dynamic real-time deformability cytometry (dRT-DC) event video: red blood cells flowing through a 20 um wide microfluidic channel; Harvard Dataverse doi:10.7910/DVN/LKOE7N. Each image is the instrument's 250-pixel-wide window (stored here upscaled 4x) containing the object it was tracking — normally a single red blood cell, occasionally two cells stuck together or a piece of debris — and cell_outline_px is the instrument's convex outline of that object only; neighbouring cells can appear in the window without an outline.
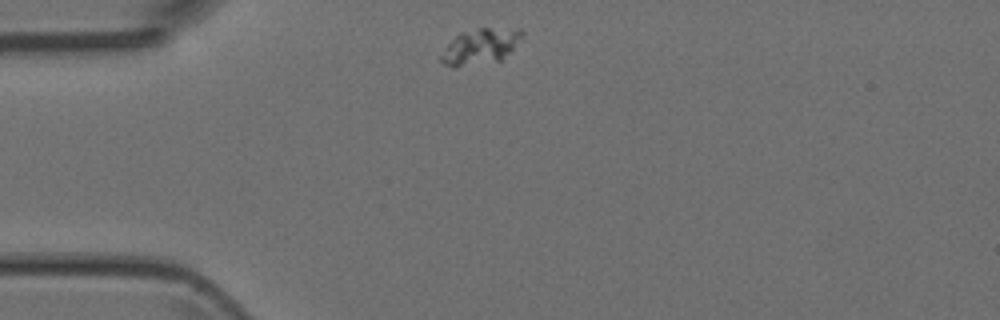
{"species": "Egyptian fruit bat (a non-hibernating species)", "species_latin": "Rousettus aegyptiacus", "temperature_condition": "room temperature", "stored_images_in_passage": 41, "camera_frame_rate_fps": 3000, "um_per_image_px": 0.085, "animal": {"sex": "female"}, "frame": {"image": 1, "passage_image": 1, "time_ms": 0.0, "image_size_px": [1000, 320], "cell_outline_px": [[524, 36], [500, 60], [456, 68], [452, 68], [444, 64], [440, 60], [440, 56], [448, 44], [460, 32], [480, 28], [520, 28], [524, 32]], "centroid_in_image_um": [40.82, 3.94], "position_along_channel_um": 44.2, "area_um2": 16.76}}
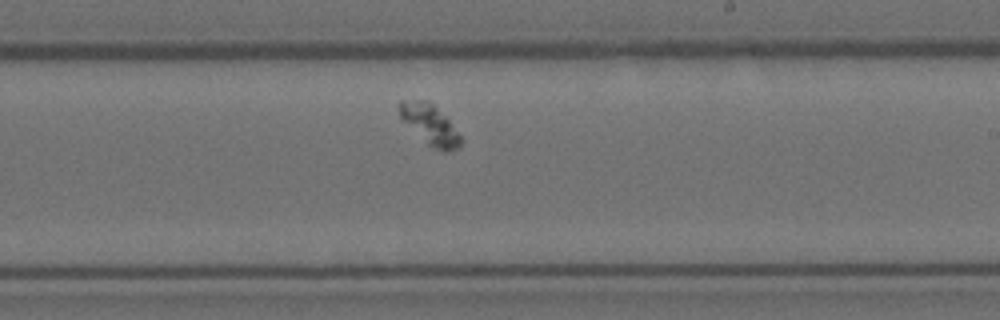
{"frame": {"image": 2, "passage_image": 19, "time_ms": 6.0, "image_size_px": [1000, 320], "cell_outline_px": [[460, 144], [456, 148], [444, 152], [428, 144], [400, 116], [396, 104], [400, 100], [428, 100], [448, 120], [460, 136]], "centroid_in_image_um": [36.49, 10.54], "position_along_channel_um": 252.5, "area_um2": 13.64}}
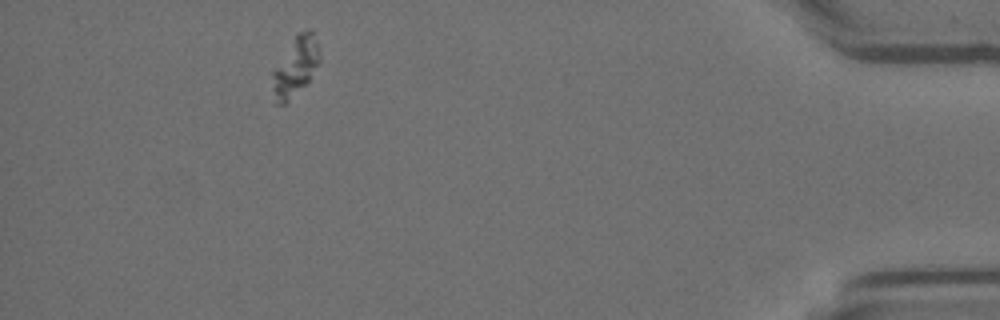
{"frame": {"image": 3, "passage_image": 36, "time_ms": 11.667, "image_size_px": [1000, 320], "cell_outline_px": [[320, 60], [308, 84], [284, 104], [276, 104], [272, 88], [272, 68], [296, 36], [300, 32], [308, 28], [312, 28], [320, 52]], "centroid_in_image_um": [25.12, 5.67], "position_along_channel_um": 410.1, "area_um2": 16.47}}